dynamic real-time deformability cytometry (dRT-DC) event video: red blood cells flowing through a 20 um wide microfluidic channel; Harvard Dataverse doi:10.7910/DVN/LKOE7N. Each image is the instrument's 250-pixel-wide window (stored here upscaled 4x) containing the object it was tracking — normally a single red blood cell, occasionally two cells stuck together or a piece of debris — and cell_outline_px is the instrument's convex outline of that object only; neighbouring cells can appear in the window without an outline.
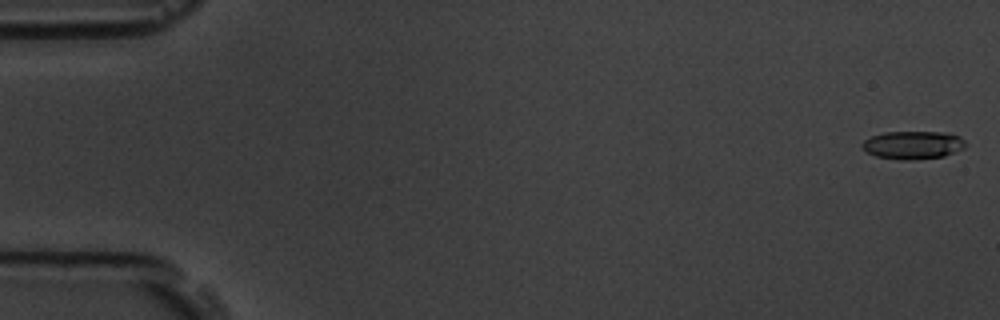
{"species": "common noctule bat (a hibernating species)", "species_latin": "Nyctalus noctula", "temperature_condition": "room temperature", "stored_images_in_passage": 3, "camera_frame_rate_fps": 3000, "um_per_image_px": 0.085, "animal": {"sex": "male", "body_mass_g": 19.5, "forearm_length_mm": 54.6}, "frame": {"image": 1, "passage_image": 1, "time_ms": 0.0, "image_size_px": [1000, 320], "cell_outline_px": [[964, 148], [944, 156], [912, 160], [900, 160], [876, 156], [868, 152], [860, 144], [864, 140], [872, 136], [884, 132], [940, 132], [960, 136], [964, 140]], "centroid_in_image_um": [77.58, 12.33], "position_along_channel_um": 7.4, "area_um2": 16.76}}